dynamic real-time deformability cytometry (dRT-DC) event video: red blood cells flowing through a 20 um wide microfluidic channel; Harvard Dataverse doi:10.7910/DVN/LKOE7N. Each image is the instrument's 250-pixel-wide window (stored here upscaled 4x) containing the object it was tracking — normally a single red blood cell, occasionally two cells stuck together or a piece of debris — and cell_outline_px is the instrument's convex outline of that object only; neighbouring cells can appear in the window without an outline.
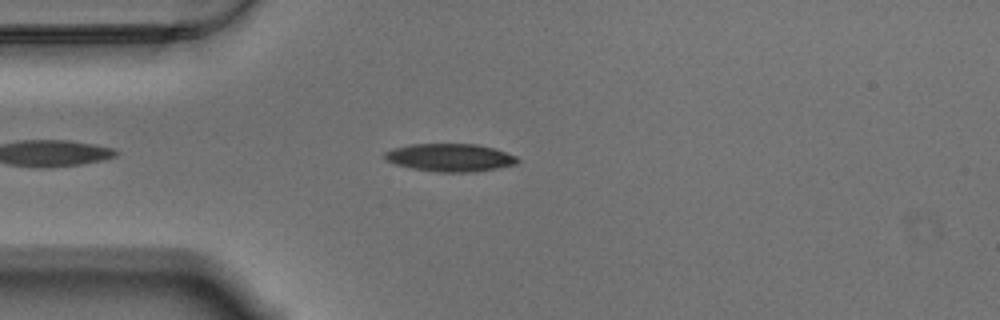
{"species": "Egyptian fruit bat (a non-hibernating species)", "species_latin": "Rousettus aegyptiacus", "temperature_condition": "warm", "stored_images_in_passage": 9, "camera_frame_rate_fps": 3000, "um_per_image_px": 0.085, "animal": {"sex": "male"}, "frame": {"image": 1, "passage_image": 1, "time_ms": 0.0, "image_size_px": [1000, 320], "cell_outline_px": [[520, 160], [516, 164], [496, 168], [472, 172], [440, 172], [412, 168], [396, 164], [384, 160], [384, 152], [392, 148], [412, 144], [476, 144], [492, 148], [516, 156]], "centroid_in_image_um": [38.22, 13.39], "position_along_channel_um": 46.8, "area_um2": 21.39}}